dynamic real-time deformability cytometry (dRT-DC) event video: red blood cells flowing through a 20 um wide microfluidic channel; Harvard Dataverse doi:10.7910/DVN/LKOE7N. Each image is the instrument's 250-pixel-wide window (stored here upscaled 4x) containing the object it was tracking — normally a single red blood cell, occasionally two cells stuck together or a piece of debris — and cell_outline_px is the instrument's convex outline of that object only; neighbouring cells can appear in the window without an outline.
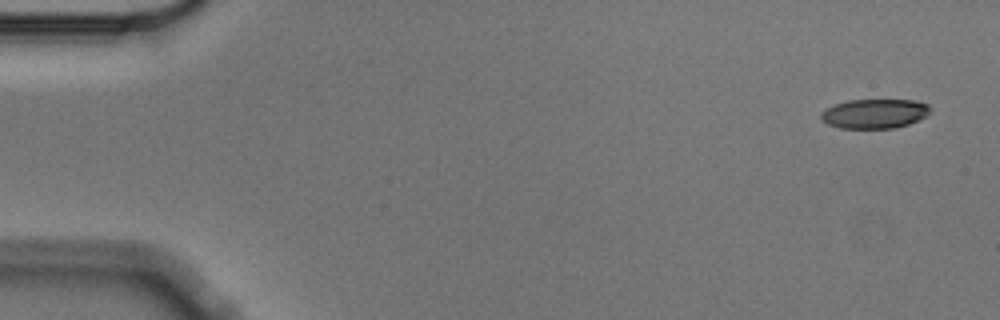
{"species": "Egyptian fruit bat (a non-hibernating species)", "species_latin": "Rousettus aegyptiacus", "temperature_condition": "cold", "stored_images_in_passage": 4, "camera_frame_rate_fps": 3000, "um_per_image_px": 0.085, "animal": {"sex": "male"}, "frame": {"image": 1, "passage_image": 1, "time_ms": 0.0, "image_size_px": [1000, 320], "cell_outline_px": [[932, 108], [928, 116], [908, 124], [892, 128], [840, 128], [828, 124], [820, 120], [820, 112], [836, 104], [848, 100], [916, 100], [928, 104]], "centroid_in_image_um": [74.36, 9.66], "position_along_channel_um": 10.6, "area_um2": 18.84}}
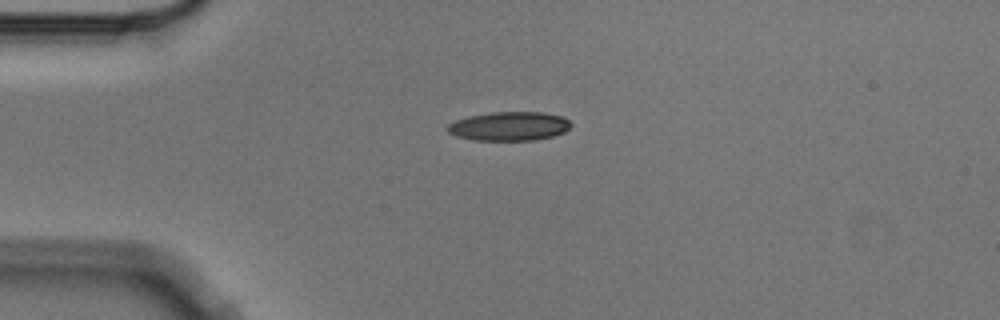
{"frame": {"image": 2, "passage_image": 4, "time_ms": 1.0, "image_size_px": [1000, 320], "cell_outline_px": [[572, 124], [564, 132], [552, 136], [536, 140], [472, 140], [456, 136], [448, 132], [444, 128], [448, 124], [456, 120], [468, 116], [492, 112], [544, 112], [564, 116]], "centroid_in_image_um": [43.27, 10.72], "position_along_channel_um": 41.7, "area_um2": 20.98}}